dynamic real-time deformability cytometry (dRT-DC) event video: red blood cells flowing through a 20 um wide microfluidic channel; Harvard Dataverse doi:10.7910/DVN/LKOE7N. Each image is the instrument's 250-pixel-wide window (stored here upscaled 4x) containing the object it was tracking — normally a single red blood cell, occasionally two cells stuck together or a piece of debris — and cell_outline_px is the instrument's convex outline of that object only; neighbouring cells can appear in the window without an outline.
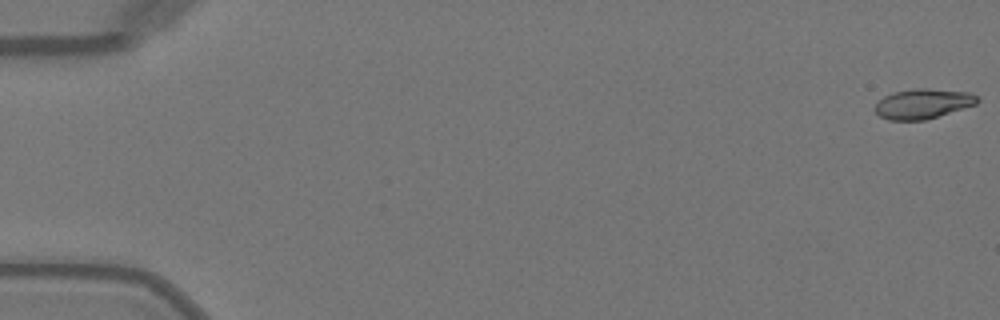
{"species": "Egyptian fruit bat (a non-hibernating species)", "species_latin": "Rousettus aegyptiacus", "temperature_condition": "warm", "stored_images_in_passage": 21, "camera_frame_rate_fps": 3000, "um_per_image_px": 0.085, "animal": {"sex": "female"}, "frame": {"image": 1, "passage_image": 1, "time_ms": 0.0, "image_size_px": [1000, 320], "cell_outline_px": [[980, 100], [976, 104], [924, 120], [888, 120], [880, 116], [872, 108], [884, 96], [896, 92], [916, 88], [924, 88], [968, 92], [976, 96]], "centroid_in_image_um": [78.42, 8.82], "position_along_channel_um": 6.6, "area_um2": 17.57}}
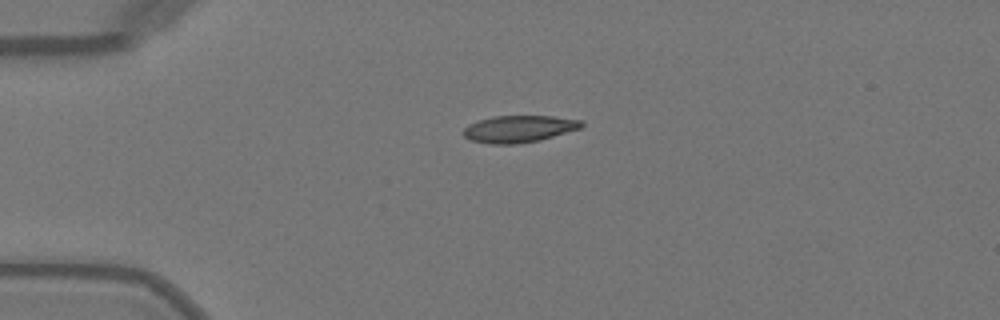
{"frame": {"image": 2, "passage_image": 13, "time_ms": 4.0, "image_size_px": [1000, 320], "cell_outline_px": [[584, 124], [580, 128], [540, 140], [516, 144], [488, 144], [472, 140], [464, 136], [464, 128], [468, 124], [492, 116], [552, 116], [580, 120]], "centroid_in_image_um": [44.09, 10.96], "position_along_channel_um": 40.9, "area_um2": 18.38}}